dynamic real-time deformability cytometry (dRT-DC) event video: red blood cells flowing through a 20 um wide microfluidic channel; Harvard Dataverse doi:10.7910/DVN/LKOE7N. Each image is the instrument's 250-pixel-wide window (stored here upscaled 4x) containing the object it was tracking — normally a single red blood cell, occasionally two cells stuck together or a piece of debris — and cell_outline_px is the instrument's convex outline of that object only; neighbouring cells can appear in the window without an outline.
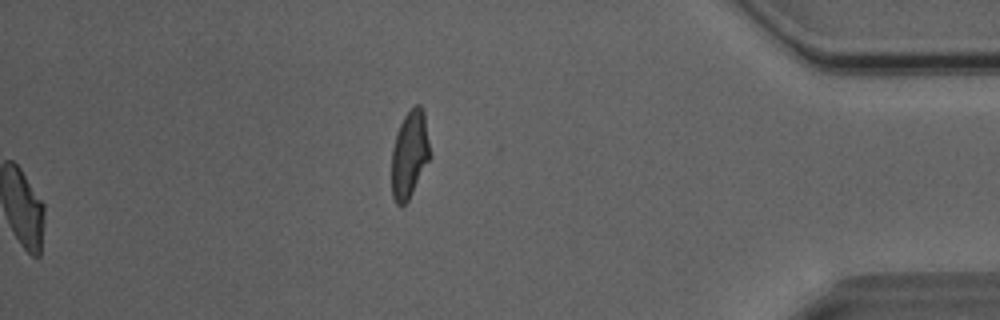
{"species": "Egyptian fruit bat (a non-hibernating species)", "species_latin": "Rousettus aegyptiacus", "temperature_condition": "room temperature", "stored_images_in_passage": 50, "camera_frame_rate_fps": 3000, "um_per_image_px": 0.085, "animal": {"sex": "male"}, "frame": {"image": 1, "passage_image": 50, "time_ms": 16.333, "image_size_px": [1000, 320], "cell_outline_px": [[432, 156], [408, 200], [400, 208], [396, 204], [392, 196], [392, 148], [400, 124], [404, 116], [416, 104], [420, 104], [424, 112]], "centroid_in_image_um": [34.83, 13.14], "position_along_channel_um": 400.4, "area_um2": 19.65}}